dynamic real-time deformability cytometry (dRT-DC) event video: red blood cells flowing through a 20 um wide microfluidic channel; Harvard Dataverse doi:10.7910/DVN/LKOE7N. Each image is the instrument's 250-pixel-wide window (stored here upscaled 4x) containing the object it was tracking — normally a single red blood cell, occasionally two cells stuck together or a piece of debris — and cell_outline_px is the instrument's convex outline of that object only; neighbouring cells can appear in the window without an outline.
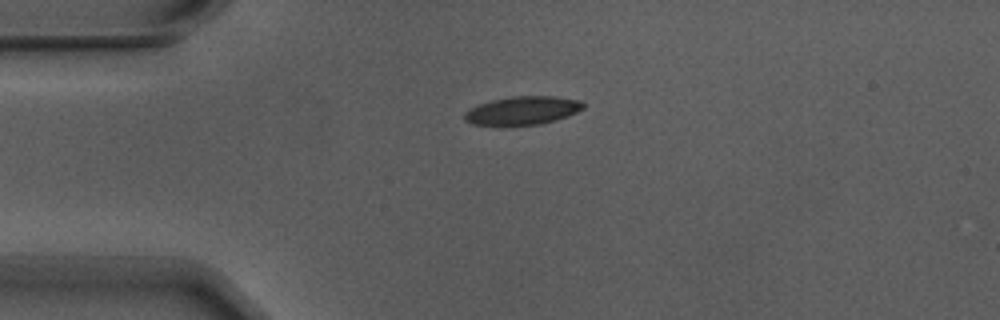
{"species": "Egyptian fruit bat (a non-hibernating species)", "species_latin": "Rousettus aegyptiacus", "temperature_condition": "warm", "stored_images_in_passage": 2, "camera_frame_rate_fps": 3000, "um_per_image_px": 0.085, "animal": {"sex": "male"}, "frame": {"image": 1, "passage_image": 2, "time_ms": 0.333, "image_size_px": [1000, 320], "cell_outline_px": [[584, 108], [568, 116], [556, 120], [540, 124], [472, 124], [464, 120], [464, 112], [468, 108], [492, 100], [512, 96], [556, 96], [580, 100], [584, 104]], "centroid_in_image_um": [44.43, 9.37], "position_along_channel_um": 40.6, "area_um2": 19.42}}